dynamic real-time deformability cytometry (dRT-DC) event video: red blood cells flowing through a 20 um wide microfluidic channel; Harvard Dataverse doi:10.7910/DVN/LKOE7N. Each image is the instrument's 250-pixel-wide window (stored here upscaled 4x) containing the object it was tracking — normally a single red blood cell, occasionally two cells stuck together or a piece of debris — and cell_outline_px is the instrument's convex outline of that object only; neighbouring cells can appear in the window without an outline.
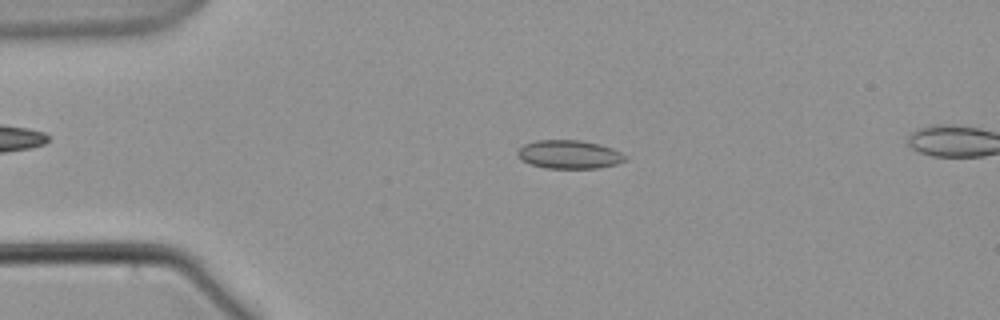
{"species": "common noctule bat (a hibernating species)", "species_latin": "Nyctalus noctula", "temperature_condition": "warm", "stored_images_in_passage": 59, "camera_frame_rate_fps": 3000, "um_per_image_px": 0.085, "animal": {"sex": "male", "body_mass_g": 21.5, "forearm_length_mm": 52.0}, "frame": {"image": 1, "passage_image": 13, "time_ms": 4.0, "image_size_px": [1000, 320], "cell_outline_px": [[628, 160], [616, 164], [596, 168], [544, 168], [520, 160], [516, 156], [516, 152], [524, 144], [536, 140], [580, 140], [600, 144], [612, 148], [628, 156]], "centroid_in_image_um": [48.38, 13.12], "position_along_channel_um": 36.6, "area_um2": 18.03}}
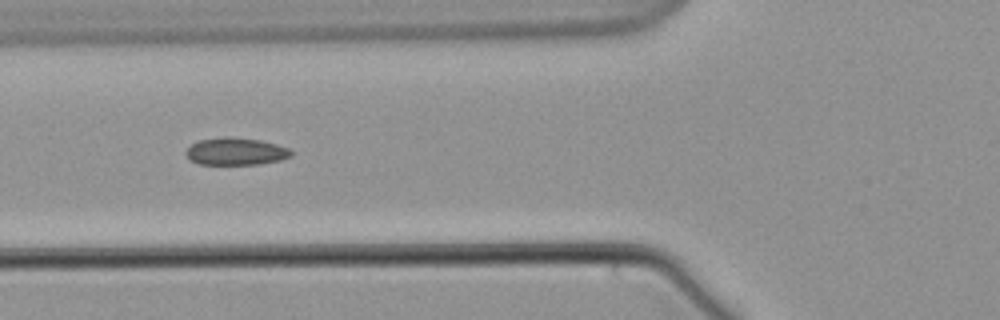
{"frame": {"image": 2, "passage_image": 22, "time_ms": 7.0, "image_size_px": [1000, 320], "cell_outline_px": [[292, 156], [280, 160], [260, 164], [200, 164], [192, 160], [184, 152], [192, 144], [200, 140], [228, 136], [232, 136], [260, 140], [276, 144], [288, 148], [292, 152]], "centroid_in_image_um": [20.07, 12.86], "position_along_channel_um": 105.7, "area_um2": 16.65}}
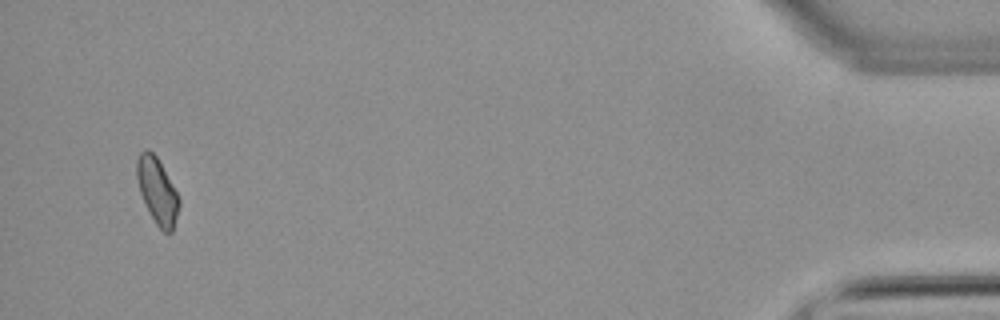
{"frame": {"image": 3, "passage_image": 56, "time_ms": 18.333, "image_size_px": [1000, 320], "cell_outline_px": [[180, 204], [172, 232], [164, 232], [156, 224], [140, 192], [136, 176], [136, 160], [140, 152], [148, 148], [156, 156], [176, 192], [180, 200]], "centroid_in_image_um": [13.35, 16.2], "position_along_channel_um": 421.8, "area_um2": 15.78}}